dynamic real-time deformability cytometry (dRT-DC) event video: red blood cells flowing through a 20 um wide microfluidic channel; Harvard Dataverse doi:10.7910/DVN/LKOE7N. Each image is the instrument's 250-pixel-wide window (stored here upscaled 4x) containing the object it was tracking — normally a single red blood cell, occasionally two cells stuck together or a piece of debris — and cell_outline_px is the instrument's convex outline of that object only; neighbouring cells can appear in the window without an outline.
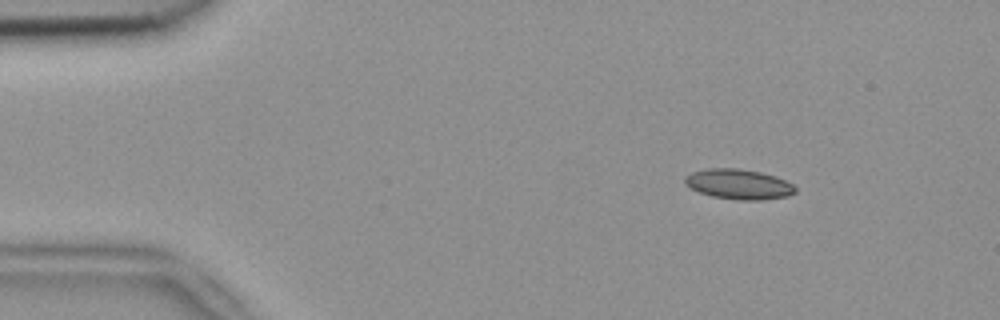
{"species": "common noctule bat (a hibernating species)", "species_latin": "Nyctalus noctula", "temperature_condition": "room temperature", "stored_images_in_passage": 4, "camera_frame_rate_fps": 3000, "um_per_image_px": 0.085, "animal": {"sex": "female", "body_mass_g": 18.4}, "frame": {"image": 1, "passage_image": 1, "time_ms": 0.0, "image_size_px": [1000, 320], "cell_outline_px": [[796, 192], [788, 196], [764, 200], [736, 200], [712, 196], [700, 192], [684, 184], [684, 176], [692, 172], [708, 168], [740, 168], [760, 172], [776, 176], [792, 184], [796, 188]], "centroid_in_image_um": [62.79, 15.65], "position_along_channel_um": 22.2, "area_um2": 19.48}}
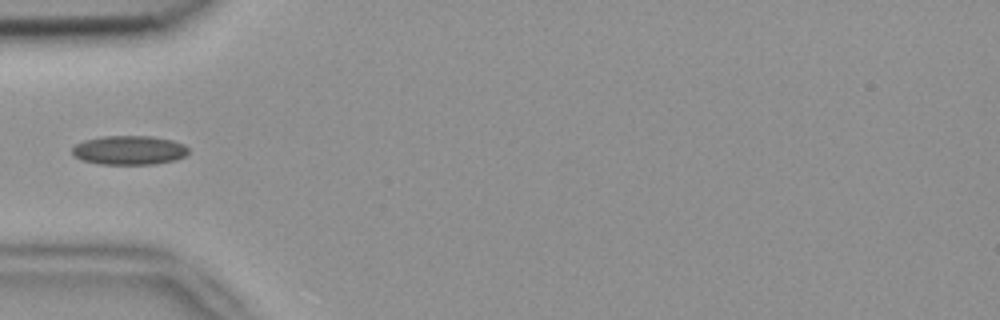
{"frame": {"image": 2, "passage_image": 4, "time_ms": 1.0, "image_size_px": [1000, 320], "cell_outline_px": [[188, 152], [184, 156], [176, 160], [156, 164], [100, 164], [80, 160], [72, 156], [72, 148], [76, 144], [84, 140], [100, 136], [152, 136], [172, 140], [184, 144], [188, 148]], "centroid_in_image_um": [10.95, 12.77], "position_along_channel_um": 74.0, "area_um2": 19.94}}